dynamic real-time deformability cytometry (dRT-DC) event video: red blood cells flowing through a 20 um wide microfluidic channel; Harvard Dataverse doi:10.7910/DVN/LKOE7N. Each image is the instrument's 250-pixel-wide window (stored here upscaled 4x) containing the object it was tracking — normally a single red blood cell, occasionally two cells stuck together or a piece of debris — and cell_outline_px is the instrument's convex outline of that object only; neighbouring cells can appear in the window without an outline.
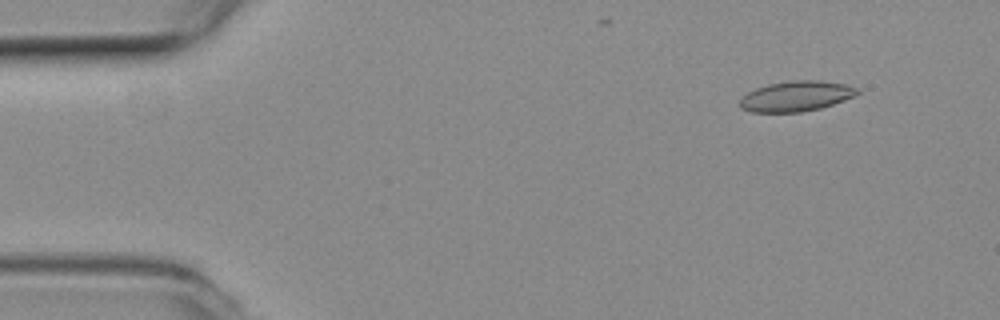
{"species": "common noctule bat (a hibernating species)", "species_latin": "Nyctalus noctula", "temperature_condition": "room temperature", "stored_images_in_passage": 52, "camera_frame_rate_fps": 3000, "um_per_image_px": 0.085, "animal": {"sex": "female", "body_mass_g": 19.3, "forearm_length_mm": 54.1}, "frame": {"image": 1, "passage_image": 5, "time_ms": 1.333, "image_size_px": [1000, 320], "cell_outline_px": [[860, 92], [844, 100], [820, 108], [800, 112], [752, 112], [740, 108], [740, 100], [748, 92], [756, 88], [768, 84], [792, 80], [820, 80], [848, 84], [860, 88]], "centroid_in_image_um": [67.7, 8.16], "position_along_channel_um": 17.3, "area_um2": 20.75}}
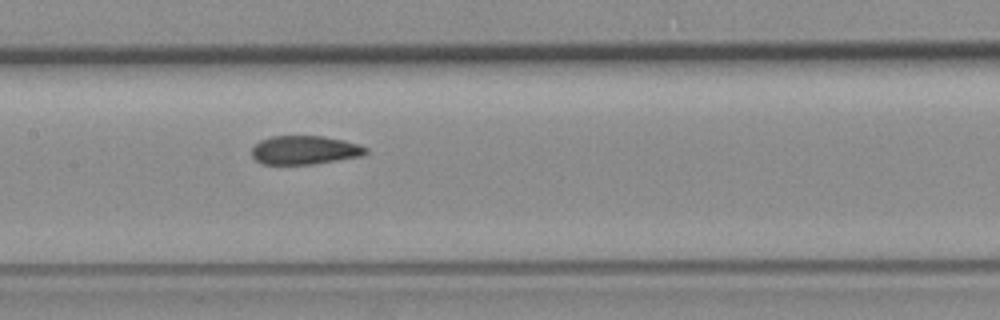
{"frame": {"image": 2, "passage_image": 25, "time_ms": 8.0, "image_size_px": [1000, 320], "cell_outline_px": [[368, 152], [360, 156], [316, 164], [264, 164], [256, 160], [252, 156], [252, 148], [260, 140], [272, 136], [320, 136], [344, 140], [368, 148]], "centroid_in_image_um": [25.89, 12.76], "position_along_channel_um": 181.5, "area_um2": 18.96}}
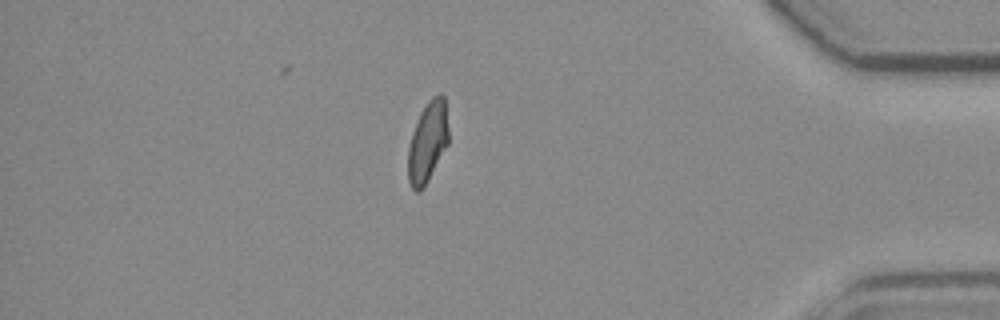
{"frame": {"image": 3, "passage_image": 45, "time_ms": 14.667, "image_size_px": [1000, 320], "cell_outline_px": [[448, 144], [424, 188], [420, 192], [416, 192], [412, 188], [408, 180], [408, 148], [412, 132], [420, 112], [428, 100], [432, 96], [440, 92], [444, 96], [448, 128]], "centroid_in_image_um": [36.34, 12.07], "position_along_channel_um": 398.9, "area_um2": 19.19}, "authors_computed_cell_mechanics": {"area_um2": 19.941, "velocity_mm_per_s": 3.873, "shape_relaxation_time_tau1_ms": null, "shape_relaxation_time_tau2_ms": 2.1071, "deformation_change_tau1": null, "deformation_change_tau2": 0.0643}}